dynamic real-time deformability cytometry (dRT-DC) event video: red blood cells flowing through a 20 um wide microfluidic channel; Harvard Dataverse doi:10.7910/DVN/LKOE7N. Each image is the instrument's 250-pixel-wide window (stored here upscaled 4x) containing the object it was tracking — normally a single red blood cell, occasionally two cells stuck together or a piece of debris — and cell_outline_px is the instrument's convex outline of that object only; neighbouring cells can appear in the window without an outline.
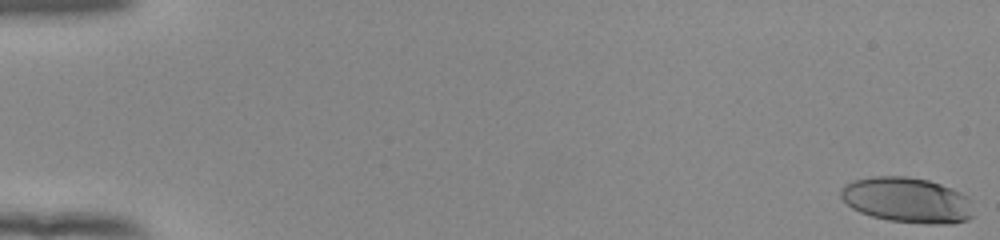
{"species": "human", "species_latin": "Homo sapiens", "temperature_condition": "room temperature", "stored_images_in_passage": 54, "camera_frame_rate_fps": 3000, "um_per_image_px": 0.085, "donor": {"sex": "female"}, "frame": {"image": 1, "passage_image": 1, "time_ms": 0.0, "image_size_px": [1000, 240], "cell_outline_px": [[972, 216], [968, 220], [952, 224], [924, 224], [888, 220], [872, 216], [860, 212], [852, 208], [840, 196], [840, 192], [844, 184], [852, 180], [872, 176], [908, 176], [928, 180], [952, 188], [968, 196]], "centroid_in_image_um": [77.09, 17.0], "position_along_channel_um": 7.9, "area_um2": 35.2}}
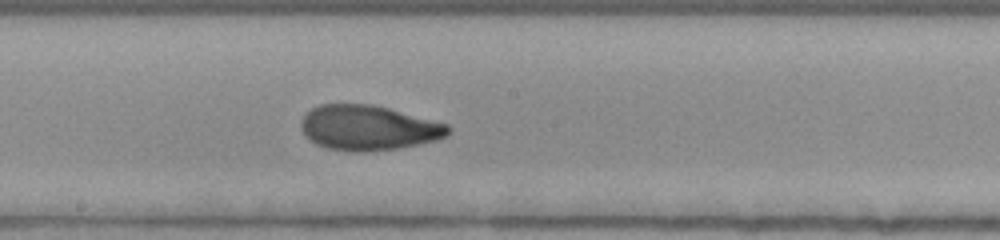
{"frame": {"image": 2, "passage_image": 31, "time_ms": 10.0, "image_size_px": [1000, 240], "cell_outline_px": [[452, 128], [444, 136], [436, 140], [420, 144], [396, 148], [360, 152], [356, 152], [328, 148], [316, 144], [304, 136], [300, 128], [300, 120], [304, 112], [320, 104], [372, 104], [388, 108], [448, 124]], "centroid_in_image_um": [31.25, 10.85], "position_along_channel_um": 217.0, "area_um2": 38.61}}
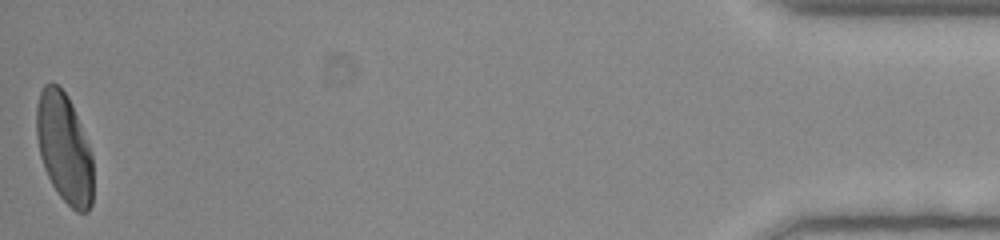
{"frame": {"image": 3, "passage_image": 54, "time_ms": 17.667, "image_size_px": [1000, 240], "cell_outline_px": [[92, 204], [88, 212], [76, 212], [60, 196], [52, 184], [44, 168], [40, 156], [36, 136], [36, 108], [40, 92], [44, 84], [52, 80], [68, 96], [72, 104], [92, 152]], "centroid_in_image_um": [5.45, 12.56], "position_along_channel_um": 429.7, "area_um2": 36.3}, "authors_computed_cell_mechanics": {"area_um2": 37.57, "velocity_mm_per_s": 3.9163, "shape_relaxation_time_tau1_ms": 5.4116, "shape_relaxation_time_tau2_ms": 1.0724, "deformation_change_tau1": 0.2199, "deformation_change_tau2": 0.0646}}